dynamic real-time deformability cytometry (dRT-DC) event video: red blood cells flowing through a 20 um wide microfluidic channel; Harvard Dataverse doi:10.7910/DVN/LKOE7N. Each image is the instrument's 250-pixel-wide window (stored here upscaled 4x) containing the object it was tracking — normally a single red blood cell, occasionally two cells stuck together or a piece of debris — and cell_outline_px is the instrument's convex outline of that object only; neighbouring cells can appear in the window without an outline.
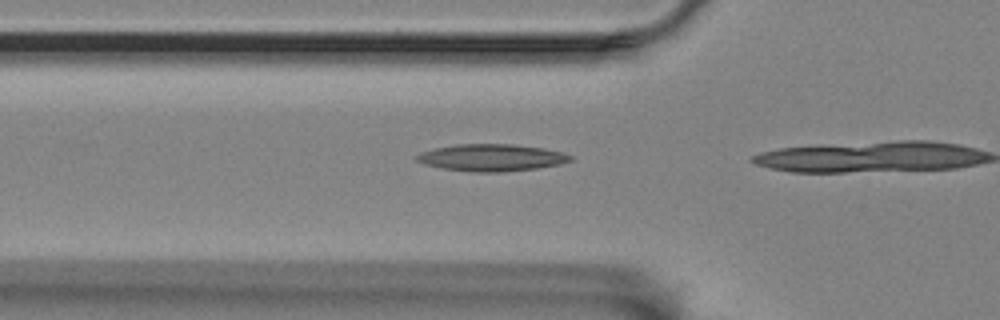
{"species": "Egyptian fruit bat (a non-hibernating species)", "species_latin": "Rousettus aegyptiacus", "temperature_condition": "room temperature", "stored_images_in_passage": 16, "camera_frame_rate_fps": 3000, "um_per_image_px": 0.085, "animal": {"sex": "female"}, "frame": {"image": 1, "passage_image": 14, "time_ms": 4.333, "image_size_px": [1000, 320], "cell_outline_px": [[572, 160], [560, 164], [536, 168], [500, 172], [472, 172], [440, 168], [424, 164], [416, 160], [416, 156], [420, 152], [436, 148], [456, 144], [516, 144], [544, 148], [564, 152], [572, 156]], "centroid_in_image_um": [41.79, 13.39], "position_along_channel_um": 84.0, "area_um2": 24.28}}